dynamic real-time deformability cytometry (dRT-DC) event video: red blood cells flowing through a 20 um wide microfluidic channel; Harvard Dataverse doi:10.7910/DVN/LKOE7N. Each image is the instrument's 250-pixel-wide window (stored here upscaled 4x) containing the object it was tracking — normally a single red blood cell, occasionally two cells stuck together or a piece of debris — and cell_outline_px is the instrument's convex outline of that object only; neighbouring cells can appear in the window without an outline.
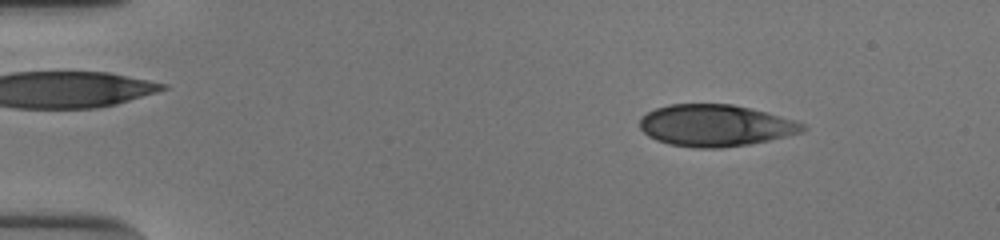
{"species": "human", "species_latin": "Homo sapiens", "temperature_condition": "cold", "stored_images_in_passage": 53, "camera_frame_rate_fps": 3000, "um_per_image_px": 0.085, "donor": {"sex": "male"}, "frame": {"image": 1, "passage_image": 8, "time_ms": 2.333, "image_size_px": [1000, 240], "cell_outline_px": [[808, 128], [804, 132], [768, 140], [748, 144], [720, 148], [696, 148], [668, 144], [656, 140], [648, 136], [640, 128], [640, 116], [656, 108], [668, 104], [732, 104], [768, 112], [796, 120], [804, 124]], "centroid_in_image_um": [60.82, 10.66], "position_along_channel_um": 24.2, "area_um2": 39.82}}
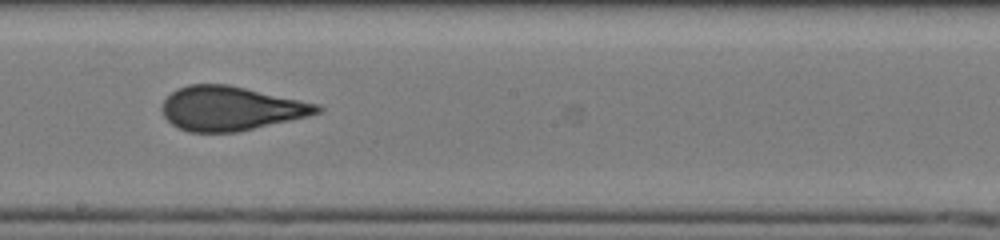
{"frame": {"image": 2, "passage_image": 31, "time_ms": 10.0, "image_size_px": [1000, 240], "cell_outline_px": [[324, 108], [320, 112], [308, 116], [236, 132], [188, 132], [172, 124], [164, 116], [160, 108], [164, 100], [172, 92], [188, 84], [228, 84], [320, 104]], "centroid_in_image_um": [19.61, 9.21], "position_along_channel_um": 228.6, "area_um2": 39.77}}
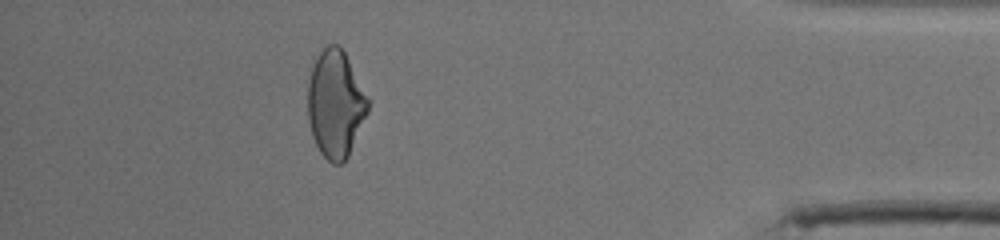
{"frame": {"image": 3, "passage_image": 48, "time_ms": 15.667, "image_size_px": [1000, 240], "cell_outline_px": [[372, 100], [368, 112], [348, 156], [340, 164], [332, 164], [320, 152], [312, 136], [308, 120], [308, 80], [316, 56], [328, 44], [336, 44], [344, 52]], "centroid_in_image_um": [28.54, 8.83], "position_along_channel_um": 406.7, "area_um2": 37.92}, "authors_computed_cell_mechanics": {"area_um2": 39.8242, "velocity_mm_per_s": 3.8723, "shape_relaxation_time_tau1_ms": 7.3583, "shape_relaxation_time_tau2_ms": 0.7637, "deformation_change_tau1": 0.2, "deformation_change_tau2": 0.049}}